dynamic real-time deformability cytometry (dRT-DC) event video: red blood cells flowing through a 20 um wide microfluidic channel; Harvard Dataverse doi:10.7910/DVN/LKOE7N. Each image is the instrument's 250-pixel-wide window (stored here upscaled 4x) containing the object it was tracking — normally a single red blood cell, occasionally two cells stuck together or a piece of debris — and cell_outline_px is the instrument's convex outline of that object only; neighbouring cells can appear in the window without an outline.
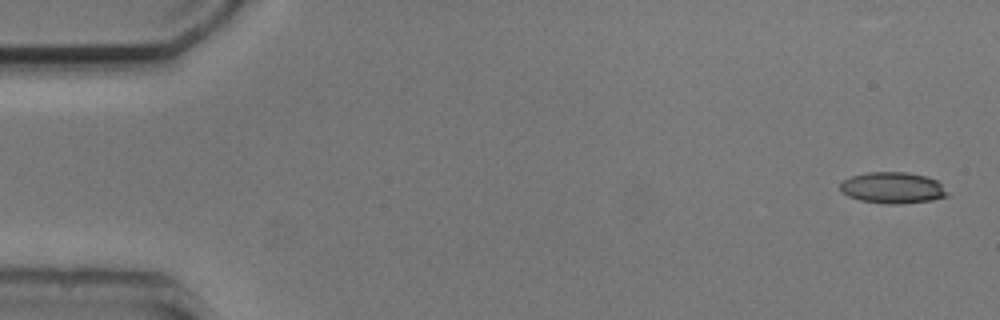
{"species": "common noctule bat (a hibernating species)", "species_latin": "Nyctalus noctula", "temperature_condition": "cold", "stored_images_in_passage": 4, "camera_frame_rate_fps": 3000, "um_per_image_px": 0.085, "animal": {"sex": "male", "body_mass_g": 20.5, "forearm_length_mm": 52.5}, "frame": {"image": 1, "passage_image": 1, "time_ms": 0.0, "image_size_px": [1000, 320], "cell_outline_px": [[948, 196], [932, 200], [896, 204], [888, 204], [860, 200], [848, 196], [840, 192], [840, 184], [844, 180], [852, 176], [868, 172], [904, 172], [928, 176], [936, 180], [948, 192]], "centroid_in_image_um": [75.87, 15.96], "position_along_channel_um": 9.1, "area_um2": 19.48}}
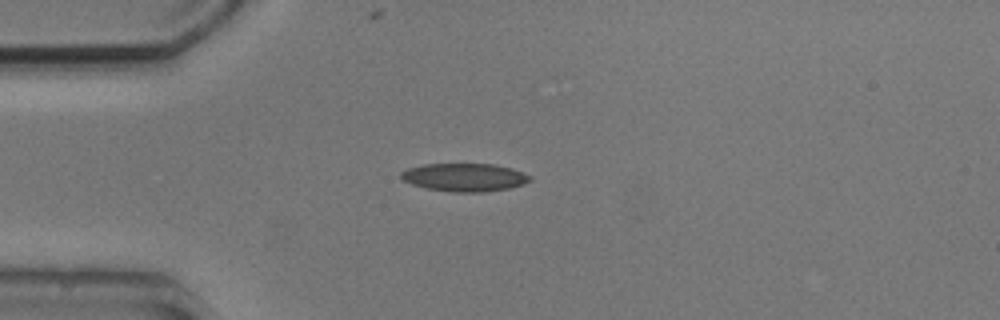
{"frame": {"image": 2, "passage_image": 4, "time_ms": 4.0, "image_size_px": [1000, 320], "cell_outline_px": [[532, 180], [524, 184], [508, 188], [484, 192], [452, 192], [428, 188], [412, 184], [404, 180], [400, 176], [400, 172], [408, 168], [424, 164], [492, 164], [512, 168], [532, 176]], "centroid_in_image_um": [39.51, 15.07], "position_along_channel_um": 45.5, "area_um2": 21.04}}